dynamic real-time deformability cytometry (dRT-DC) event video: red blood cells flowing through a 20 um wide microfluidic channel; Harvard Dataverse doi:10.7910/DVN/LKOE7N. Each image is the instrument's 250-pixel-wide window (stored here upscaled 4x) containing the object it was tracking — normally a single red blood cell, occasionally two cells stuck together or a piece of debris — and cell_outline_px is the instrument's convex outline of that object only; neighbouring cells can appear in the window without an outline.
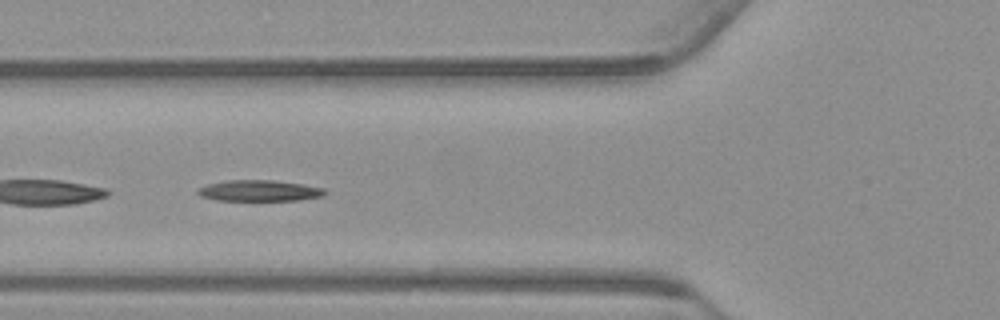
{"species": "common noctule bat (a hibernating species)", "species_latin": "Nyctalus noctula", "temperature_condition": "warm", "stored_images_in_passage": 55, "segment_of_instrument_passage": [2, 2], "camera_frame_rate_fps": 3000, "um_per_image_px": 0.085, "animal": {"sex": "male", "body_mass_g": 23.1, "forearm_length_mm": 52.7}, "frame": {"image": 1, "passage_image": 20, "time_ms": 6.333, "image_size_px": [1000, 320], "cell_outline_px": [[328, 192], [324, 196], [300, 200], [216, 200], [200, 196], [196, 192], [196, 188], [208, 184], [228, 180], [276, 180], [304, 184], [324, 188]], "centroid_in_image_um": [22.06, 16.2], "position_along_channel_um": 103.7, "area_um2": 15.78}}
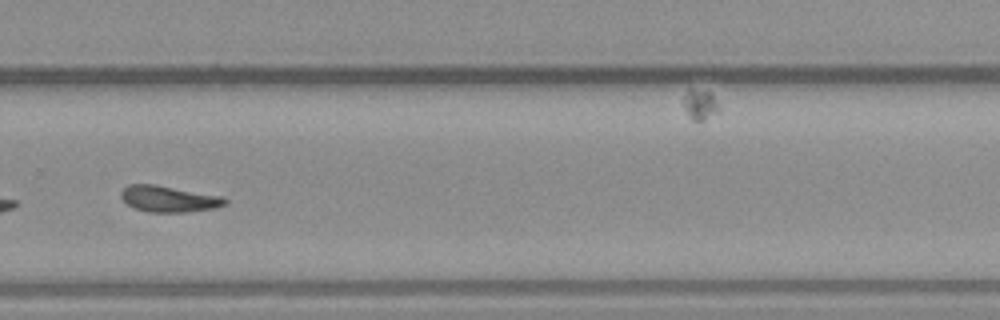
{"frame": {"image": 2, "passage_image": 37, "time_ms": 12.0, "image_size_px": [1000, 320], "cell_outline_px": [[228, 204], [216, 208], [184, 212], [148, 212], [136, 208], [128, 204], [120, 196], [120, 192], [128, 184], [156, 184], [224, 196], [228, 200]], "centroid_in_image_um": [14.4, 16.89], "position_along_channel_um": 315.4, "area_um2": 16.07}}
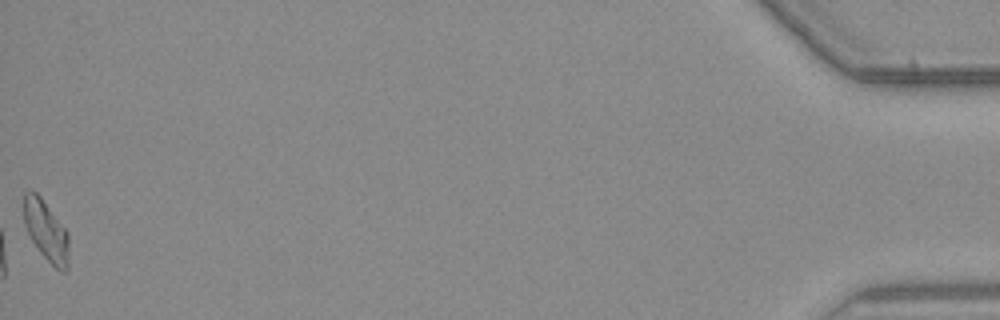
{"frame": {"image": 3, "passage_image": 55, "time_ms": 18.0, "image_size_px": [1000, 320], "cell_outline_px": [[68, 268], [64, 272], [60, 272], [40, 252], [32, 240], [24, 224], [24, 192], [32, 188], [40, 196], [68, 232]], "centroid_in_image_um": [3.91, 19.6], "position_along_channel_um": 431.3, "area_um2": 15.78}}